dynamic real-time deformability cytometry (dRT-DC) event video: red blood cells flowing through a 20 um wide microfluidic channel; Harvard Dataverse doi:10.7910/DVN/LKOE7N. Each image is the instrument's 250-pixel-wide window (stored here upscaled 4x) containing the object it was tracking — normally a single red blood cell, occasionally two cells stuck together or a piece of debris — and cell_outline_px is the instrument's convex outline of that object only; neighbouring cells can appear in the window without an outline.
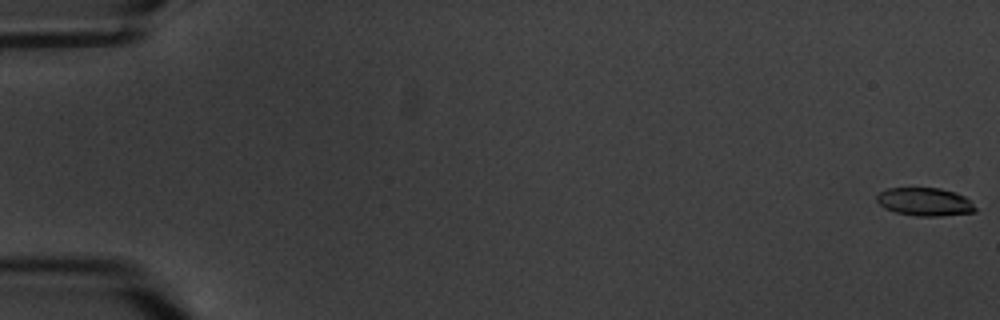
{"species": "common noctule bat (a hibernating species)", "species_latin": "Nyctalus noctula", "temperature_condition": "warm", "stored_images_in_passage": 7, "camera_frame_rate_fps": 3000, "um_per_image_px": 0.085, "animal": {"sex": "male", "body_mass_g": 20.1, "forearm_length_mm": 53.5}, "frame": {"image": 1, "passage_image": 1, "time_ms": 0.0, "image_size_px": [1000, 320], "cell_outline_px": [[976, 212], [940, 216], [916, 216], [896, 212], [884, 208], [876, 200], [876, 196], [880, 192], [888, 188], [940, 188], [956, 192], [964, 196], [976, 208]], "centroid_in_image_um": [78.6, 17.15], "position_along_channel_um": 6.4, "area_um2": 16.13}}
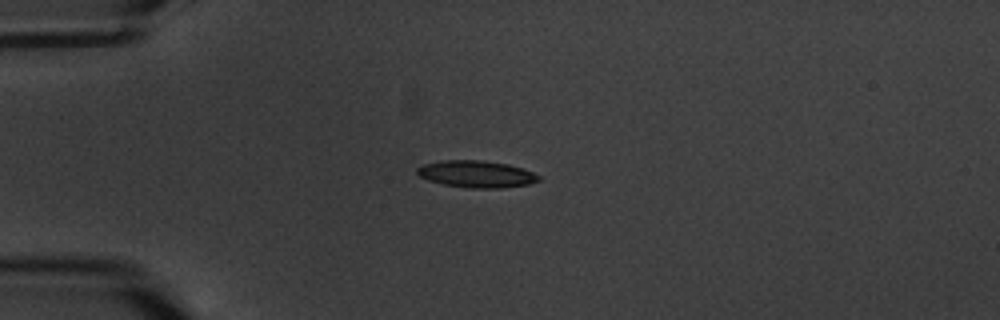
{"frame": {"image": 2, "passage_image": 5, "time_ms": 5.333, "image_size_px": [1000, 320], "cell_outline_px": [[540, 180], [528, 184], [500, 188], [468, 188], [444, 184], [428, 180], [420, 176], [416, 172], [416, 168], [424, 164], [444, 160], [480, 160], [508, 164], [524, 168], [540, 176]], "centroid_in_image_um": [40.5, 14.79], "position_along_channel_um": 44.5, "area_um2": 19.02}}